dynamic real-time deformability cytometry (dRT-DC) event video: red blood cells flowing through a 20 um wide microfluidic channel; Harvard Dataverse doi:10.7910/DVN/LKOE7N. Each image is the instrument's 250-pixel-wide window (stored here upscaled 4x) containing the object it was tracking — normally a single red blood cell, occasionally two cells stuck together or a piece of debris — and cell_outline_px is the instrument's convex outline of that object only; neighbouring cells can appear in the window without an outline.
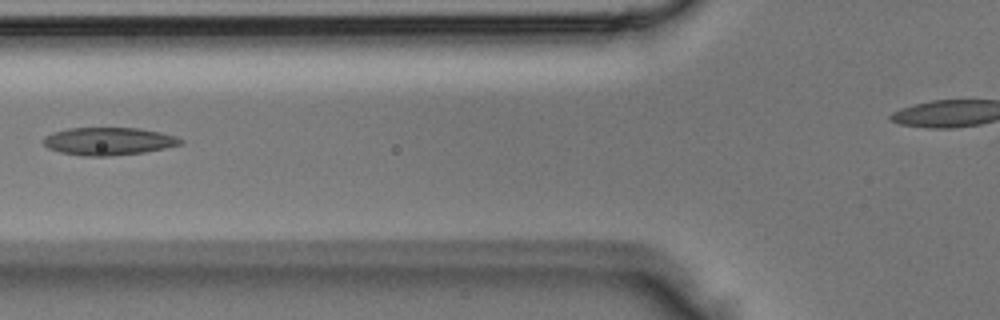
{"species": "Egyptian fruit bat (a non-hibernating species)", "species_latin": "Rousettus aegyptiacus", "temperature_condition": "room temperature", "stored_images_in_passage": 5, "segment_of_instrument_passage": [1, 2], "camera_frame_rate_fps": 3000, "um_per_image_px": 0.085, "animal": {"sex": "male"}, "frame": {"image": 1, "passage_image": 4, "time_ms": 1.0, "image_size_px": [1000, 320], "cell_outline_px": [[184, 140], [180, 144], [164, 148], [144, 152], [108, 156], [84, 156], [60, 152], [48, 148], [40, 140], [44, 136], [52, 132], [68, 128], [140, 128], [160, 132], [176, 136]], "centroid_in_image_um": [9.18, 12.0], "position_along_channel_um": 116.6, "area_um2": 22.2}}